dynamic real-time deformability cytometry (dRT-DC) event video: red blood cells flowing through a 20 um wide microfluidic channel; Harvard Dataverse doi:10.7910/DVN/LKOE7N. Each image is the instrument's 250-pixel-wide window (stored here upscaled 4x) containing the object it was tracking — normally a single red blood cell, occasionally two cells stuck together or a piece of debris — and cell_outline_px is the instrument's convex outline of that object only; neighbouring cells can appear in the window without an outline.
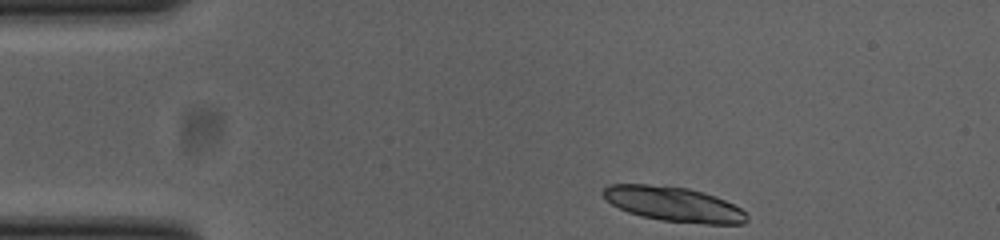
{"species": "common noctule bat (a hibernating species)", "species_latin": "Nyctalus noctula", "temperature_condition": "cold", "stored_images_in_passage": 45, "segment_of_instrument_passage": [1, 2], "camera_frame_rate_fps": 3000, "um_per_image_px": 0.085, "animal": {"sex": "female", "body_mass_g": 23.0, "forearm_length_mm": 53.4}, "frame": {"image": 1, "passage_image": 1, "time_ms": 0.0, "image_size_px": [1000, 240], "cell_outline_px": [[748, 220], [744, 224], [704, 224], [660, 220], [628, 212], [612, 204], [604, 196], [604, 188], [608, 184], [648, 184], [688, 188], [704, 192], [724, 200], [740, 208], [748, 216]], "centroid_in_image_um": [57.29, 17.35], "position_along_channel_um": 27.7, "area_um2": 28.84}}